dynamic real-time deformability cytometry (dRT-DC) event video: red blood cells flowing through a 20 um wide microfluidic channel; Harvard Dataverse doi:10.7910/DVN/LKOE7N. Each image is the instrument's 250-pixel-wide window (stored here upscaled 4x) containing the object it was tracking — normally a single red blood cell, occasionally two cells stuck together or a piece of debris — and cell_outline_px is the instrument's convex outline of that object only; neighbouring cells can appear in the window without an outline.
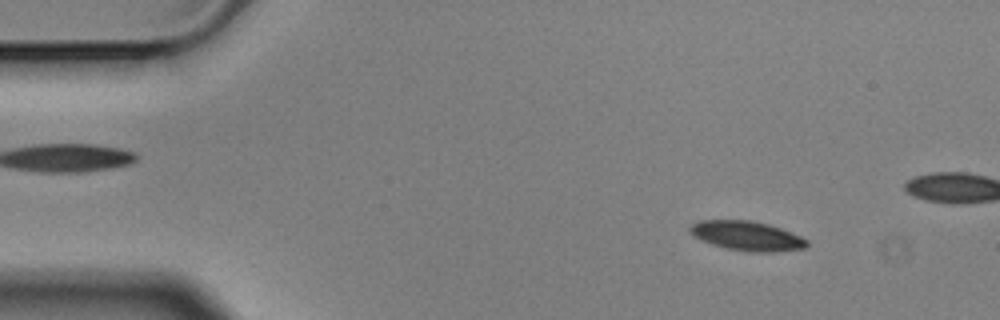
{"species": "Egyptian fruit bat (a non-hibernating species)", "species_latin": "Rousettus aegyptiacus", "temperature_condition": "cold", "stored_images_in_passage": 8, "camera_frame_rate_fps": 3000, "um_per_image_px": 0.085, "animal": {"sex": "male"}, "frame": {"image": 1, "passage_image": 1, "time_ms": 0.0, "image_size_px": [1000, 320], "cell_outline_px": [[808, 244], [804, 248], [776, 252], [748, 252], [728, 248], [712, 244], [700, 240], [692, 236], [688, 232], [688, 228], [692, 224], [700, 220], [748, 220], [768, 224], [780, 228], [800, 236], [808, 240]], "centroid_in_image_um": [63.45, 20.05], "position_along_channel_um": 21.5, "area_um2": 20.11}}
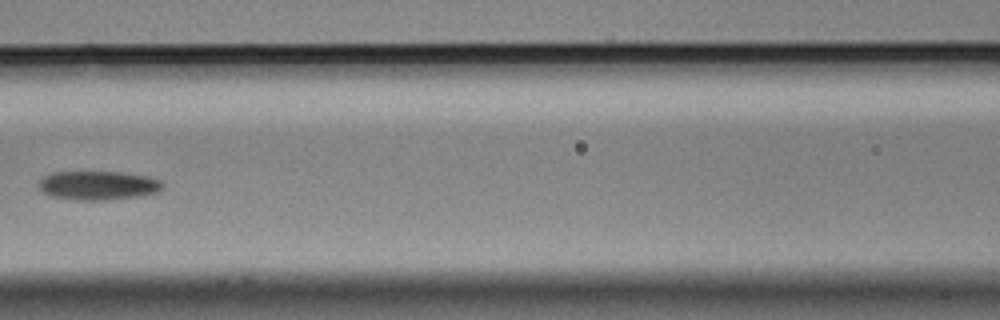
{"frame": {"image": 2, "passage_image": 6, "time_ms": 1.667, "image_size_px": [1000, 320], "cell_outline_px": [[164, 188], [156, 192], [140, 196], [104, 200], [72, 200], [48, 196], [40, 192], [36, 188], [36, 184], [44, 176], [52, 172], [120, 172], [148, 176], [160, 180], [164, 184]], "centroid_in_image_um": [8.27, 15.77], "position_along_channel_um": 158.3, "area_um2": 21.33}}
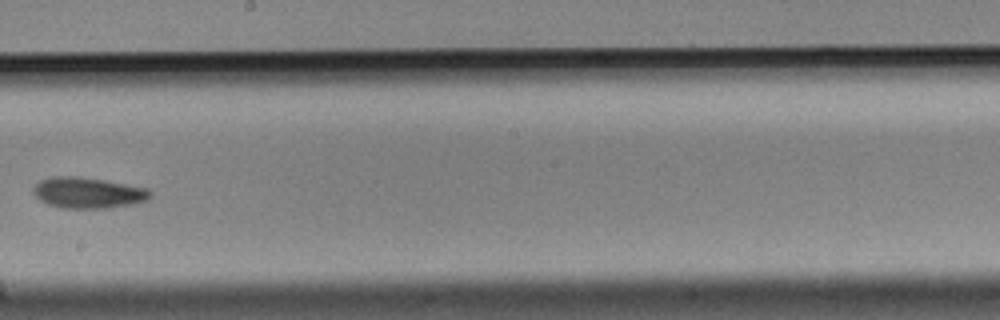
{"frame": {"image": 3, "passage_image": 8, "time_ms": 2.333, "image_size_px": [1000, 320], "cell_outline_px": [[152, 196], [148, 200], [132, 204], [108, 208], [60, 208], [48, 204], [40, 200], [32, 192], [32, 188], [40, 180], [52, 176], [76, 176], [148, 188], [152, 192]], "centroid_in_image_um": [7.47, 16.39], "position_along_channel_um": 240.7, "area_um2": 21.04}}